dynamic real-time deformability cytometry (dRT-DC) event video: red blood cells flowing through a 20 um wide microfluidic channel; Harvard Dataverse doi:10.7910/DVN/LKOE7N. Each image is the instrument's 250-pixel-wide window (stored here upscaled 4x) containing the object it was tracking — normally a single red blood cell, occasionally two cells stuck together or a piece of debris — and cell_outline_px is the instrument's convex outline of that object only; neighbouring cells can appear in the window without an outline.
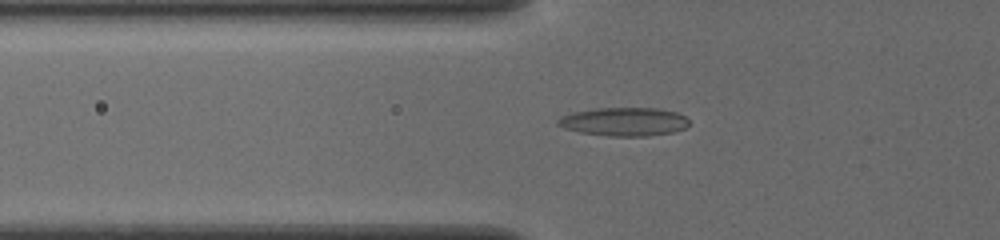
{"species": "common noctule bat (a hibernating species)", "species_latin": "Nyctalus noctula", "temperature_condition": "cold", "stored_images_in_passage": 31, "camera_frame_rate_fps": 3000, "um_per_image_px": 0.085, "animal": {"sex": "female", "body_mass_g": 19.5, "forearm_length_mm": 54.1}, "frame": {"image": 1, "passage_image": 2, "time_ms": 0.333, "image_size_px": [1000, 240], "cell_outline_px": [[688, 124], [684, 128], [672, 132], [648, 136], [608, 136], [580, 132], [564, 128], [556, 124], [556, 120], [560, 116], [572, 112], [596, 108], [656, 108], [676, 112], [684, 116], [688, 120]], "centroid_in_image_um": [52.99, 10.34], "position_along_channel_um": 72.8, "area_um2": 21.79}}
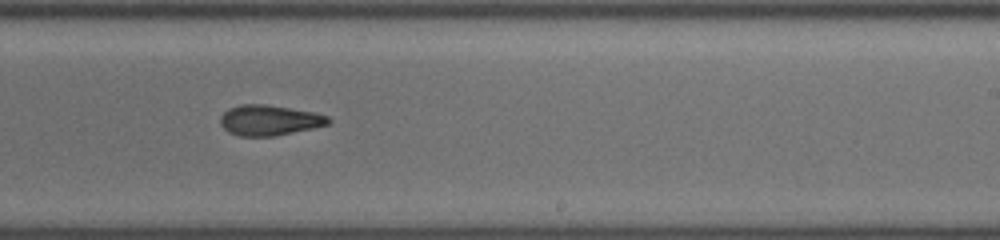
{"frame": {"image": 2, "passage_image": 17, "time_ms": 5.333, "image_size_px": [1000, 240], "cell_outline_px": [[332, 120], [328, 124], [312, 128], [276, 136], [240, 136], [228, 132], [220, 124], [220, 116], [228, 108], [240, 104], [264, 104], [312, 112], [328, 116]], "centroid_in_image_um": [22.86, 10.22], "position_along_channel_um": 266.1, "area_um2": 19.07}}
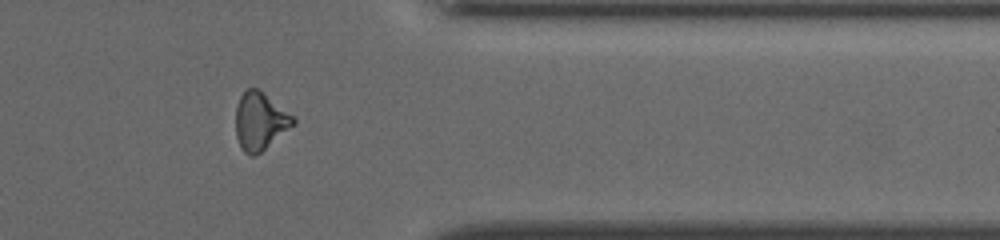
{"frame": {"image": 3, "passage_image": 27, "time_ms": 8.667, "image_size_px": [1000, 240], "cell_outline_px": [[296, 124], [260, 152], [252, 156], [244, 152], [236, 136], [236, 104], [240, 96], [248, 88], [256, 88], [292, 116], [296, 120]], "centroid_in_image_um": [22.08, 10.32], "position_along_channel_um": 389.3, "area_um2": 18.79}, "authors_computed_cell_mechanics": {"area_um2": 19.4786, "velocity_mm_per_s": 3.9075, "shape_relaxation_time_tau1_ms": null, "shape_relaxation_time_tau2_ms": 3.9789, "deformation_change_tau1": null, "deformation_change_tau2": 0.1256}}